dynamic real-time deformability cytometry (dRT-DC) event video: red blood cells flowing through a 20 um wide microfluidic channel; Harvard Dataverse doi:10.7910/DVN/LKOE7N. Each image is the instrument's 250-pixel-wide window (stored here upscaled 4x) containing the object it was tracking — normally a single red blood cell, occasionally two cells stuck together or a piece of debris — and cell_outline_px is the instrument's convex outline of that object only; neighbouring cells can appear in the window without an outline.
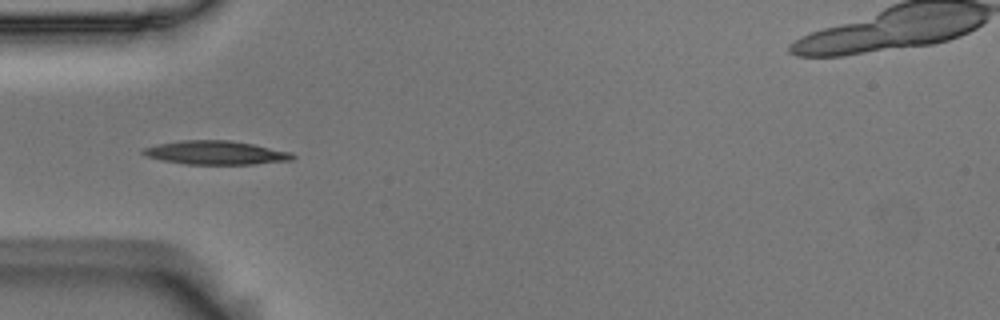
{"species": "Egyptian fruit bat (a non-hibernating species)", "species_latin": "Rousettus aegyptiacus", "temperature_condition": "room temperature", "stored_images_in_passage": 7, "camera_frame_rate_fps": 3000, "um_per_image_px": 0.085, "animal": {"sex": "male"}, "frame": {"image": 1, "passage_image": 3, "time_ms": 0.667, "image_size_px": [1000, 320], "cell_outline_px": [[296, 156], [292, 160], [252, 164], [184, 164], [160, 160], [148, 156], [140, 152], [144, 148], [160, 144], [180, 140], [228, 140], [252, 144], [292, 152]], "centroid_in_image_um": [18.35, 12.98], "position_along_channel_um": 66.7, "area_um2": 20.52}}
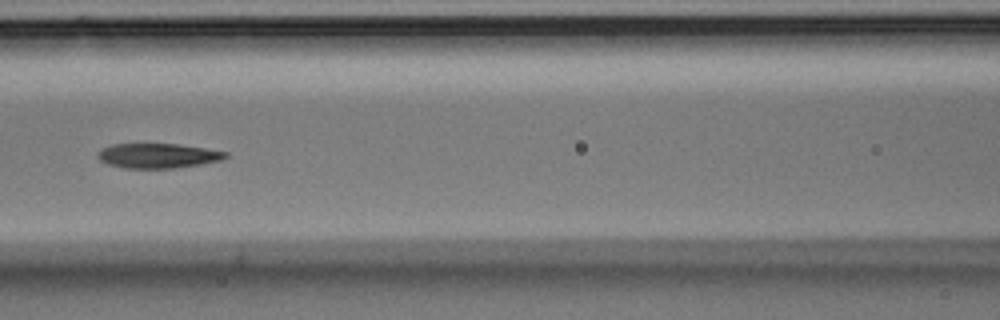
{"frame": {"image": 2, "passage_image": 5, "time_ms": 1.333, "image_size_px": [1000, 320], "cell_outline_px": [[228, 156], [220, 160], [200, 164], [176, 168], [124, 168], [108, 164], [100, 160], [96, 156], [100, 148], [112, 144], [180, 144], [228, 152]], "centroid_in_image_um": [13.39, 13.23], "position_along_channel_um": 153.2, "area_um2": 18.44}}
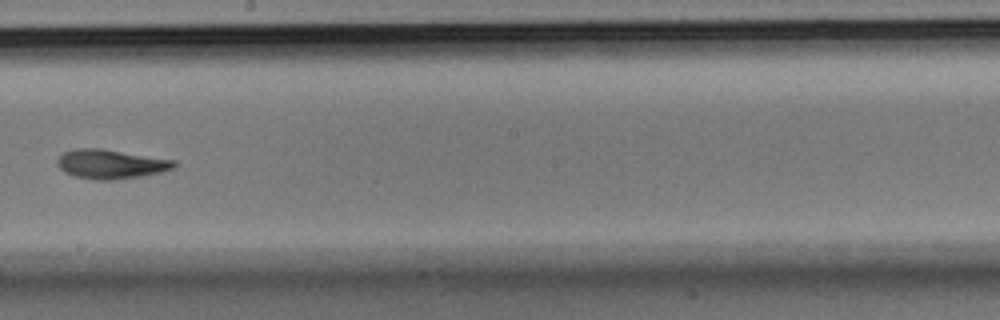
{"frame": {"image": 3, "passage_image": 7, "time_ms": 2.0, "image_size_px": [1000, 320], "cell_outline_px": [[176, 168], [160, 172], [140, 176], [112, 180], [96, 180], [76, 176], [64, 172], [56, 164], [56, 160], [64, 152], [76, 148], [100, 148], [176, 160]], "centroid_in_image_um": [9.42, 13.94], "position_along_channel_um": 238.8, "area_um2": 19.88}}